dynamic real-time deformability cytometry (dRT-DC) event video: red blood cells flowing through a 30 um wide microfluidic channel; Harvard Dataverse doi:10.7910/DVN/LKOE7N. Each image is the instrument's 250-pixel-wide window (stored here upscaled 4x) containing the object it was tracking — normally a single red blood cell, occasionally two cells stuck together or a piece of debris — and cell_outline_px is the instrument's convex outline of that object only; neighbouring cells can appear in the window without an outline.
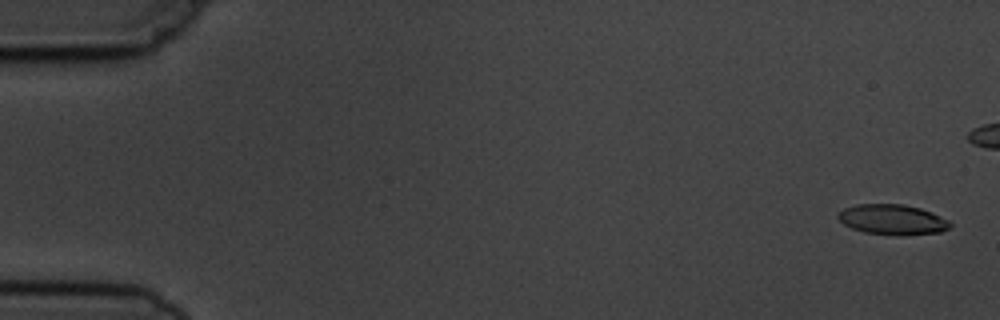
{"species": "common noctule bat (a hibernating species)", "species_latin": "Nyctalus noctula", "temperature_condition": "cold", "stored_images_in_passage": 8, "segment_of_instrument_passage": [1, 2], "camera_frame_rate_fps": 3000, "um_per_image_px": 0.085, "animal": {"sex": "male", "body_mass_g": 19.5, "forearm_length_mm": 54.6}, "frame": {"image": 1, "passage_image": 1, "time_ms": 0.0, "image_size_px": [1000, 320], "cell_outline_px": [[952, 224], [948, 228], [940, 232], [864, 232], [852, 228], [844, 224], [836, 216], [844, 208], [856, 204], [904, 204], [920, 208], [932, 212], [948, 220]], "centroid_in_image_um": [75.82, 18.59], "position_along_channel_um": 9.2, "area_um2": 18.67}}
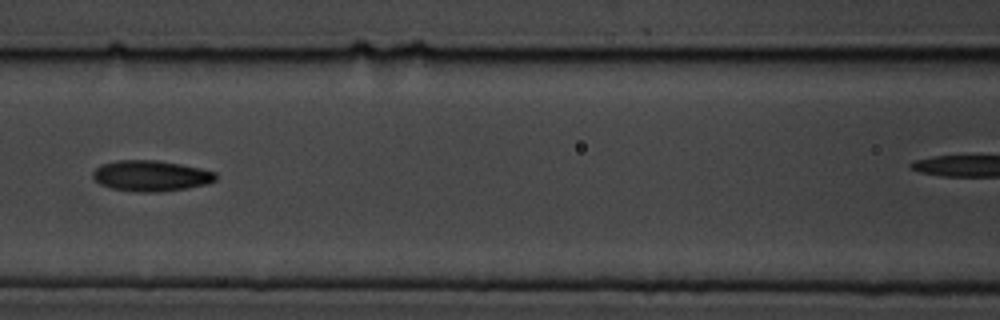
{"frame": {"image": 2, "passage_image": 7, "time_ms": 7.667, "image_size_px": [1000, 320], "cell_outline_px": [[216, 180], [204, 184], [188, 188], [160, 192], [136, 192], [112, 188], [100, 184], [92, 176], [92, 172], [100, 164], [116, 160], [156, 160], [180, 164], [200, 168], [216, 172]], "centroid_in_image_um": [12.8, 14.94], "position_along_channel_um": 153.8, "area_um2": 22.08}}